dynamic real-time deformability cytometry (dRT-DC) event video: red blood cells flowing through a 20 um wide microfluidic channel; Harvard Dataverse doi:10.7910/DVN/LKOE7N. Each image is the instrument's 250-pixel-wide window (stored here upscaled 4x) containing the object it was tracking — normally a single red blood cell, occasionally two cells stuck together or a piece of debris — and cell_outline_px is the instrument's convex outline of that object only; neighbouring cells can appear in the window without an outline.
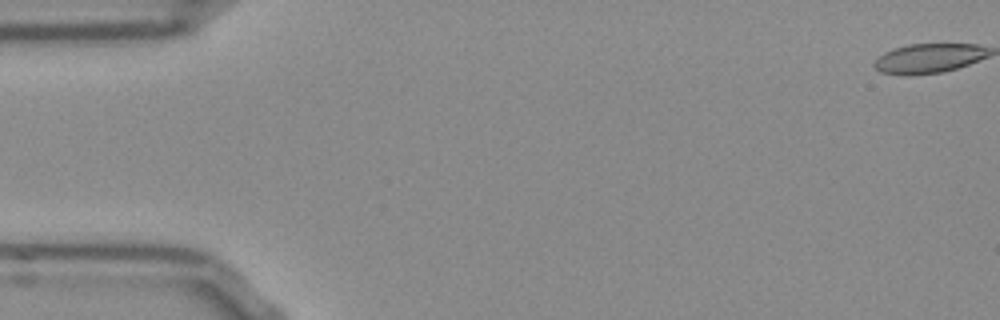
{"species": "Egyptian fruit bat (a non-hibernating species)", "species_latin": "Rousettus aegyptiacus", "temperature_condition": "room temperature", "stored_images_in_passage": 11, "camera_frame_rate_fps": 3000, "um_per_image_px": 0.085, "frame": {"image": 1, "passage_image": 1, "time_ms": 0.0, "image_size_px": [1000, 320], "cell_outline_px": [[980, 56], [964, 64], [952, 68], [928, 72], [896, 72], [924, 44], [964, 44]], "centroid_in_image_um": [79.77, 4.92], "position_along_channel_um": 5.2, "area_um2": 11.21}}